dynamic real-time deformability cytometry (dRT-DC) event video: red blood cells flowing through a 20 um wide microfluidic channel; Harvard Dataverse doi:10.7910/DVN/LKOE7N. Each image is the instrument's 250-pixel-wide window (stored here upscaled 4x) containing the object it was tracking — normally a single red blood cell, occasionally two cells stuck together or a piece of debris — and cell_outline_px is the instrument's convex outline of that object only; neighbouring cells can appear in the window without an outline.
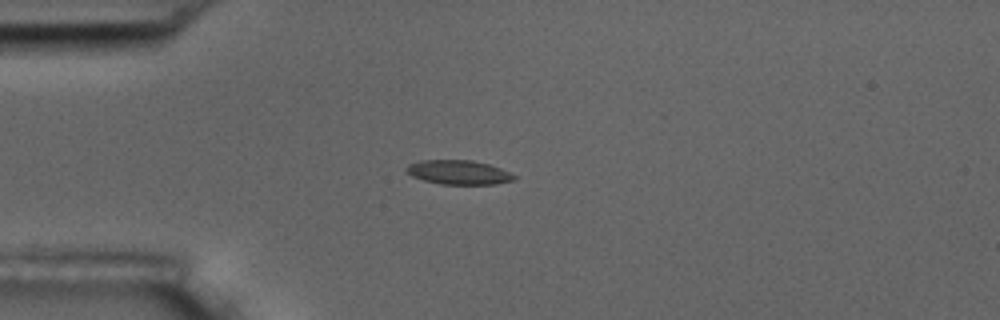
{"species": "common noctule bat (a hibernating species)", "species_latin": "Nyctalus noctula", "temperature_condition": "room temperature", "stored_images_in_passage": 12, "camera_frame_rate_fps": 3000, "um_per_image_px": 0.085, "animal": {"sex": "male", "body_mass_g": 17.5, "forearm_length_mm": 52.3}, "frame": {"image": 1, "passage_image": 3, "time_ms": 3.333, "image_size_px": [1000, 320], "cell_outline_px": [[516, 176], [512, 180], [496, 184], [440, 184], [424, 180], [412, 176], [404, 168], [408, 164], [420, 160], [472, 160], [488, 164], [500, 168]], "centroid_in_image_um": [38.94, 14.64], "position_along_channel_um": 46.1, "area_um2": 15.09}}
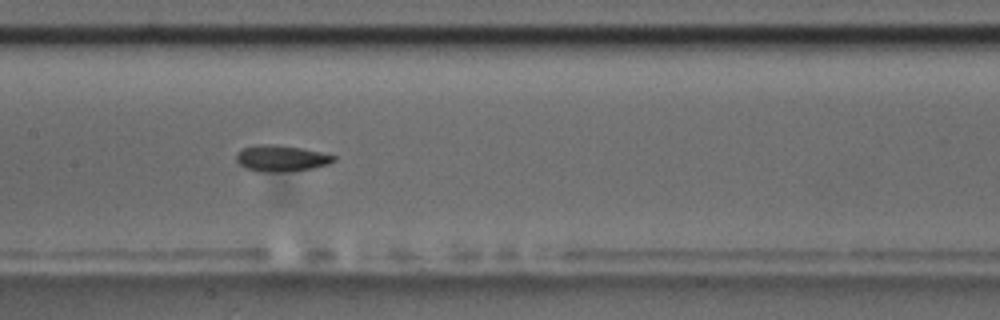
{"frame": {"image": 2, "passage_image": 7, "time_ms": 7.667, "image_size_px": [1000, 320], "cell_outline_px": [[336, 160], [328, 164], [312, 168], [280, 172], [264, 172], [244, 168], [236, 160], [236, 152], [244, 148], [256, 144], [276, 144], [300, 148], [320, 152], [336, 156]], "centroid_in_image_um": [23.87, 13.45], "position_along_channel_um": 183.5, "area_um2": 14.85}, "authors_computed_cell_mechanics": {"area_um2": 14.8257, "velocity_mm_per_s": 3.568, "shape_relaxation_time_tau1_ms": 6.1422, "shape_relaxation_time_tau2_ms": 1.353, "deformation_change_tau1": 0.1675, "deformation_change_tau2": 0.0514}}